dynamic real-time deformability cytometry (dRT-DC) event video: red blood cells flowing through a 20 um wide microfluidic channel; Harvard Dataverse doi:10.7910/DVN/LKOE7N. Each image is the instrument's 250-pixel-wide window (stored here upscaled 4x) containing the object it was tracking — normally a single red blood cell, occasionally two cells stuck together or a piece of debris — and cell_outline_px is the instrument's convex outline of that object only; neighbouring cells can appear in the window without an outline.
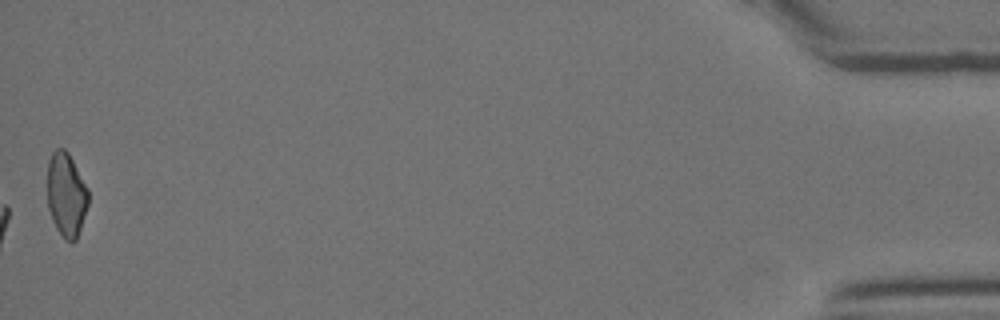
{"species": "Egyptian fruit bat (a non-hibernating species)", "species_latin": "Rousettus aegyptiacus", "temperature_condition": "room temperature", "stored_images_in_passage": 27, "camera_frame_rate_fps": 3000, "um_per_image_px": 0.085, "animal": {"sex": "female"}, "frame": {"image": 1, "passage_image": 27, "time_ms": 8.667, "image_size_px": [1000, 320], "cell_outline_px": [[88, 204], [76, 240], [72, 244], [64, 240], [56, 228], [52, 220], [48, 208], [48, 160], [52, 152], [56, 148], [64, 148], [68, 152], [88, 188]], "centroid_in_image_um": [5.63, 16.56], "position_along_channel_um": 429.6, "area_um2": 20.11}}